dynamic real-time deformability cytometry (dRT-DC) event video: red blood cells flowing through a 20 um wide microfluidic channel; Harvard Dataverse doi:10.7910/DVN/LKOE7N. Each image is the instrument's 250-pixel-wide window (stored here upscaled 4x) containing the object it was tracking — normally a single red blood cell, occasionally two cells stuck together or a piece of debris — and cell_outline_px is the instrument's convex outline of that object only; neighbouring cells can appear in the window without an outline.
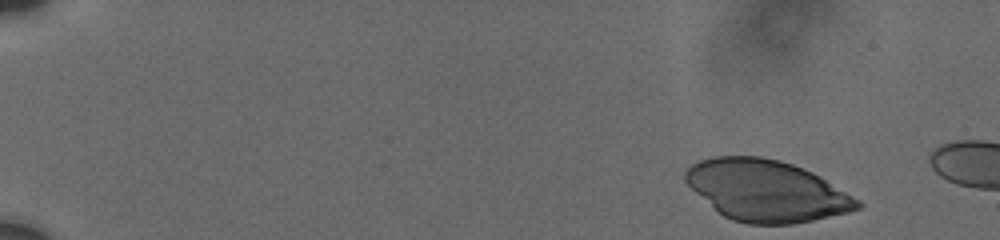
{"species": "human", "species_latin": "Homo sapiens", "temperature_condition": "cold", "stored_images_in_passage": 7, "camera_frame_rate_fps": 3000, "um_per_image_px": 0.085, "donor": {"sex": "male"}, "frame": {"image": 1, "passage_image": 1, "time_ms": 0.0, "image_size_px": [1000, 240], "cell_outline_px": [[864, 204], [860, 208], [848, 212], [812, 220], [792, 224], [748, 224], [732, 220], [716, 212], [684, 180], [684, 172], [692, 164], [700, 160], [712, 156], [760, 156], [780, 160], [804, 168], [820, 176], [860, 200]], "centroid_in_image_um": [65.14, 16.2], "position_along_channel_um": 19.9, "area_um2": 61.38}}